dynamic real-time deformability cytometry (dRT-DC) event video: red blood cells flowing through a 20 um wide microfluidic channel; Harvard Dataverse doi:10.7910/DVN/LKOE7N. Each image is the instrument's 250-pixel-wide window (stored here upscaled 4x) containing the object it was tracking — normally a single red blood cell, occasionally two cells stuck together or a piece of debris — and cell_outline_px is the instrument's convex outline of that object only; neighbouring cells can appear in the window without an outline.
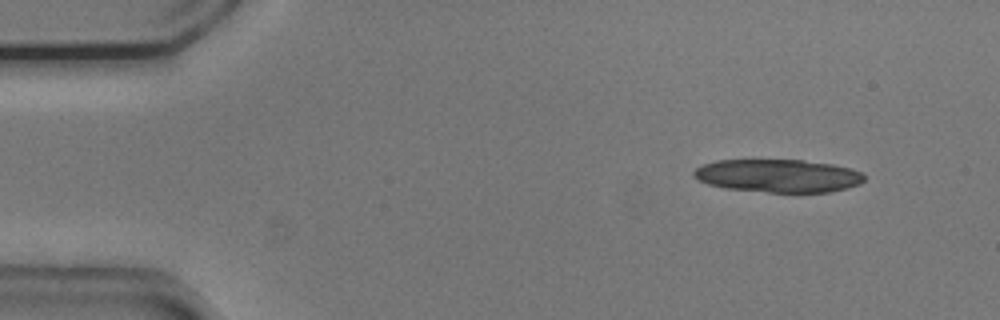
{"species": "common noctule bat (a hibernating species)", "species_latin": "Nyctalus noctula", "temperature_condition": "cold", "stored_images_in_passage": 53, "segment_of_instrument_passage": [1, 2], "camera_frame_rate_fps": 3000, "um_per_image_px": 0.085, "animal": {"sex": "male", "body_mass_g": 20.5, "forearm_length_mm": 52.5}, "frame": {"image": 1, "passage_image": 5, "time_ms": 1.333, "image_size_px": [1000, 320], "cell_outline_px": [[864, 180], [860, 184], [848, 188], [828, 192], [768, 192], [724, 188], [708, 184], [692, 176], [692, 172], [696, 168], [704, 164], [716, 160], [804, 160], [832, 164], [852, 168], [860, 172], [864, 176]], "centroid_in_image_um": [66.14, 14.94], "position_along_channel_um": 18.9, "area_um2": 32.89}}